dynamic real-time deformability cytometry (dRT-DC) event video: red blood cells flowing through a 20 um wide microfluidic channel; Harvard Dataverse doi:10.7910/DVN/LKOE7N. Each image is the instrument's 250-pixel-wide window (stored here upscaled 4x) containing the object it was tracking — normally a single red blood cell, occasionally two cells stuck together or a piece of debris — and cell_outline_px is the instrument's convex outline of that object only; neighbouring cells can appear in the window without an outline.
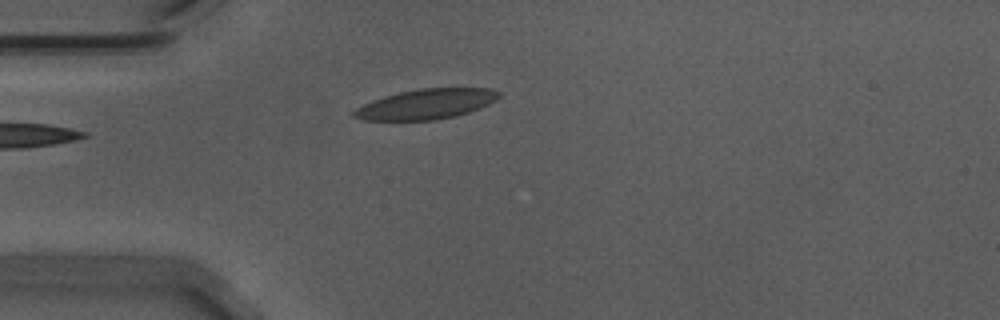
{"species": "Egyptian fruit bat (a non-hibernating species)", "species_latin": "Rousettus aegyptiacus", "temperature_condition": "warm", "stored_images_in_passage": 38, "camera_frame_rate_fps": 3000, "um_per_image_px": 0.085, "animal": {"sex": "male"}, "frame": {"image": 1, "passage_image": 1, "time_ms": 0.0, "image_size_px": [1000, 320], "cell_outline_px": [[500, 96], [496, 100], [480, 108], [456, 116], [432, 120], [364, 120], [352, 116], [352, 112], [356, 108], [364, 104], [384, 96], [400, 92], [420, 88], [488, 88], [500, 92]], "centroid_in_image_um": [36.23, 8.85], "position_along_channel_um": 48.8, "area_um2": 25.26}}
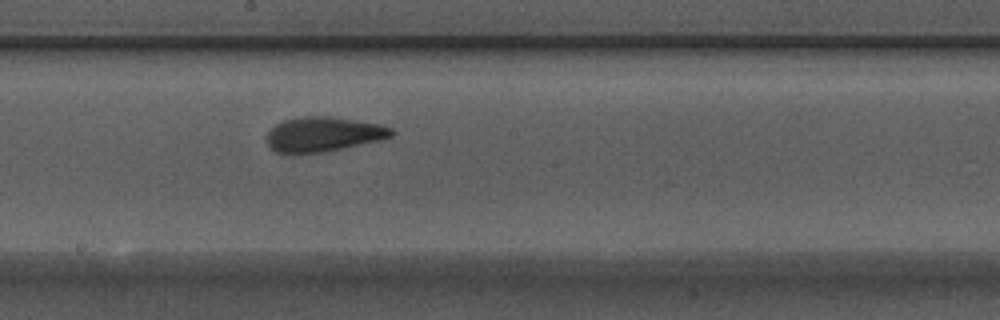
{"frame": {"image": 2, "passage_image": 16, "time_ms": 5.0, "image_size_px": [1000, 320], "cell_outline_px": [[396, 132], [392, 136], [376, 140], [324, 152], [276, 152], [268, 144], [268, 132], [276, 124], [284, 120], [300, 116], [332, 116], [380, 124], [392, 128]], "centroid_in_image_um": [27.5, 11.38], "position_along_channel_um": 220.7, "area_um2": 24.74}}
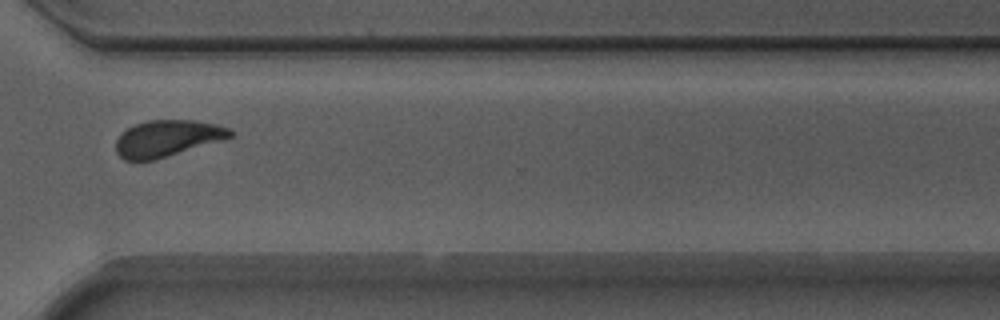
{"frame": {"image": 3, "passage_image": 27, "time_ms": 8.667, "image_size_px": [1000, 320], "cell_outline_px": [[236, 132], [232, 136], [224, 140], [152, 160], [124, 160], [116, 152], [116, 140], [120, 132], [136, 124], [148, 120], [196, 120], [216, 124], [232, 128]], "centroid_in_image_um": [14.25, 11.74], "position_along_channel_um": 356.3, "area_um2": 24.39}, "authors_computed_cell_mechanics": {"area_um2": 24.6517, "velocity_mm_per_s": 3.6975, "shape_relaxation_time_tau1_ms": 4.6171, "shape_relaxation_time_tau2_ms": 1.693, "deformation_change_tau1": 0.149, "deformation_change_tau2": 0.0827}}